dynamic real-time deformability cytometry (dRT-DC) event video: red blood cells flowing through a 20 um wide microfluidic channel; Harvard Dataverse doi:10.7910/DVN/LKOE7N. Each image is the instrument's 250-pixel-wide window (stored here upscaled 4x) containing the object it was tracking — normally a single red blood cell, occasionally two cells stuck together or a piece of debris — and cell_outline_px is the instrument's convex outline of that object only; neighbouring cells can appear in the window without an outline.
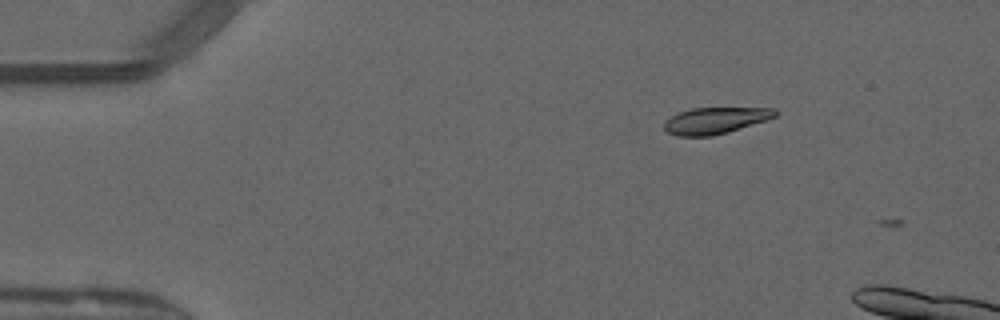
{"species": "common noctule bat (a hibernating species)", "species_latin": "Nyctalus noctula", "temperature_condition": "warm", "stored_images_in_passage": 3, "camera_frame_rate_fps": 3000, "um_per_image_px": 0.085, "animal": {"sex": "male", "forearm_length_mm": 52.5}, "frame": {"image": 1, "passage_image": 2, "time_ms": 0.333, "image_size_px": [1000, 320], "cell_outline_px": [[776, 116], [728, 132], [712, 136], [676, 136], [668, 132], [664, 128], [664, 124], [672, 116], [680, 112], [692, 108], [776, 108]], "centroid_in_image_um": [60.78, 10.25], "position_along_channel_um": 24.2, "area_um2": 16.76}}